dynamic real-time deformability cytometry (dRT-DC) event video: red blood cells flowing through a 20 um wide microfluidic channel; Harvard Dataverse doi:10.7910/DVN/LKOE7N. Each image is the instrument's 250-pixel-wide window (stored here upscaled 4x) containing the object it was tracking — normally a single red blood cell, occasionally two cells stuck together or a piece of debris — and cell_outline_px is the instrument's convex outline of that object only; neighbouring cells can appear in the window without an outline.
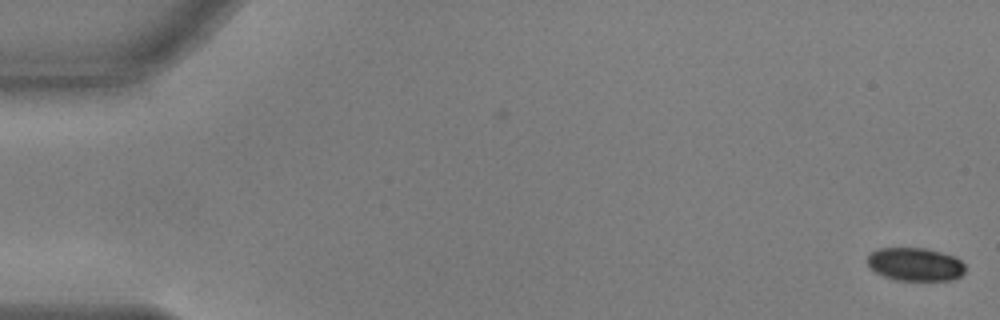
{"species": "common noctule bat (a hibernating species)", "species_latin": "Nyctalus noctula", "temperature_condition": "warm", "stored_images_in_passage": 3, "camera_frame_rate_fps": 3000, "um_per_image_px": 0.085, "animal": {"sex": "male", "body_mass_g": 17.9, "forearm_length_mm": 54.2}, "frame": {"image": 1, "passage_image": 3, "time_ms": 0.667, "image_size_px": [1000, 320], "cell_outline_px": [[964, 272], [960, 276], [952, 280], [896, 280], [884, 276], [876, 272], [868, 264], [868, 256], [872, 252], [880, 248], [924, 248], [956, 256], [964, 264]], "centroid_in_image_um": [77.82, 22.46], "position_along_channel_um": 7.2, "area_um2": 18.79}}